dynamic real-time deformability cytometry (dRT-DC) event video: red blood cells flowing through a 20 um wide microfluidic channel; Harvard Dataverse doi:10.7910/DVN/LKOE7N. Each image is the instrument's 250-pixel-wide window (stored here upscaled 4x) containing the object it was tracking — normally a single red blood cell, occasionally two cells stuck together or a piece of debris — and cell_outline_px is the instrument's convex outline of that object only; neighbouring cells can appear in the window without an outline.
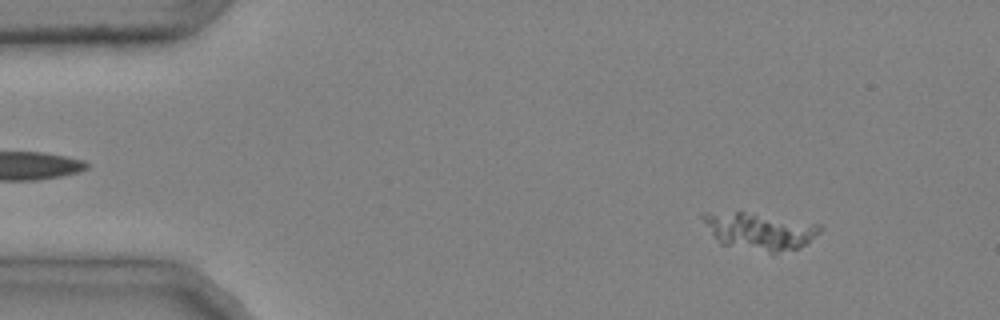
{"species": "common noctule bat (a hibernating species)", "species_latin": "Nyctalus noctula", "temperature_condition": "cold", "stored_images_in_passage": 46, "segment_of_instrument_passage": [1, 2], "camera_frame_rate_fps": 3000, "um_per_image_px": 0.085, "animal": {"sex": "male", "body_mass_g": 20.4}, "frame": {"image": 1, "passage_image": 5, "time_ms": 1.333, "image_size_px": [1000, 320], "cell_outline_px": [[824, 228], [820, 232], [804, 244], [796, 248], [776, 252], [768, 252], [720, 244], [700, 216], [708, 212], [744, 212], [824, 224]], "centroid_in_image_um": [64.6, 19.63], "position_along_channel_um": 20.4, "area_um2": 24.8}}